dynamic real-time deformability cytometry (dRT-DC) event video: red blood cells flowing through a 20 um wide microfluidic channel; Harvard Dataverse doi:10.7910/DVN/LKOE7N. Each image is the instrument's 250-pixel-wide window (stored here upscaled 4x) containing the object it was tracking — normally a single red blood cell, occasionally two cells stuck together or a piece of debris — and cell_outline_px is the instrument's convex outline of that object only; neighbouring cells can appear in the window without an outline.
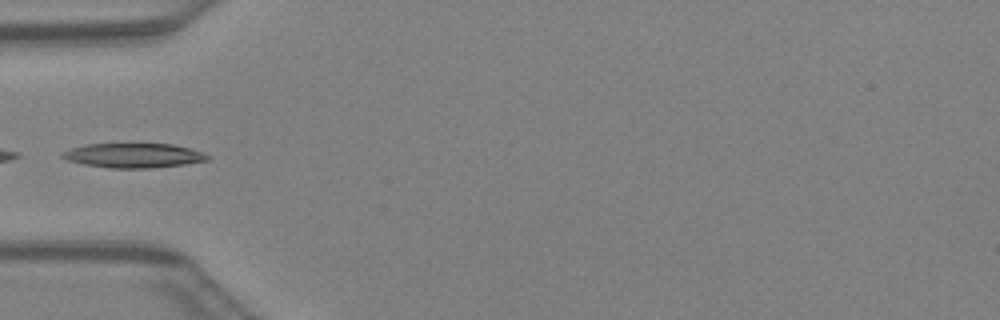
{"species": "Egyptian fruit bat (a non-hibernating species)", "species_latin": "Rousettus aegyptiacus", "temperature_condition": "warm", "stored_images_in_passage": 30, "camera_frame_rate_fps": 3000, "um_per_image_px": 0.085, "animal": {"sex": "female"}, "frame": {"image": 1, "passage_image": 1, "time_ms": 0.0, "image_size_px": [1000, 320], "cell_outline_px": [[212, 156], [208, 160], [188, 164], [152, 168], [108, 168], [84, 164], [68, 160], [60, 156], [60, 152], [84, 144], [172, 144], [204, 152]], "centroid_in_image_um": [11.38, 13.22], "position_along_channel_um": 73.6, "area_um2": 20.87}}
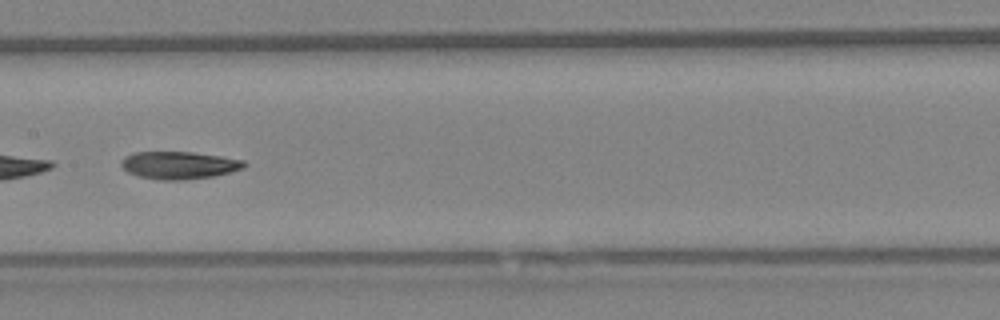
{"frame": {"image": 2, "passage_image": 9, "time_ms": 2.667, "image_size_px": [1000, 320], "cell_outline_px": [[248, 164], [244, 168], [232, 172], [212, 176], [184, 180], [160, 180], [140, 176], [128, 172], [120, 164], [120, 160], [124, 156], [136, 152], [192, 152], [220, 156], [244, 160]], "centroid_in_image_um": [15.23, 14.04], "position_along_channel_um": 192.2, "area_um2": 19.77}}